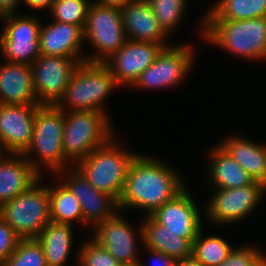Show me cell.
Segmentation results:
<instances>
[{
	"instance_id": "obj_36",
	"label": "cell",
	"mask_w": 266,
	"mask_h": 266,
	"mask_svg": "<svg viewBox=\"0 0 266 266\" xmlns=\"http://www.w3.org/2000/svg\"><path fill=\"white\" fill-rule=\"evenodd\" d=\"M151 252H153L154 256H156V259L158 258V260H160L162 263V265L160 266H174L175 265V260L171 257L168 256L165 253L162 252H158V251H154V250H150Z\"/></svg>"
},
{
	"instance_id": "obj_17",
	"label": "cell",
	"mask_w": 266,
	"mask_h": 266,
	"mask_svg": "<svg viewBox=\"0 0 266 266\" xmlns=\"http://www.w3.org/2000/svg\"><path fill=\"white\" fill-rule=\"evenodd\" d=\"M95 241L104 247L121 264L140 263L135 255L134 234L129 225L114 215L97 226Z\"/></svg>"
},
{
	"instance_id": "obj_33",
	"label": "cell",
	"mask_w": 266,
	"mask_h": 266,
	"mask_svg": "<svg viewBox=\"0 0 266 266\" xmlns=\"http://www.w3.org/2000/svg\"><path fill=\"white\" fill-rule=\"evenodd\" d=\"M265 256L252 248H240L231 250L228 257L219 266H264Z\"/></svg>"
},
{
	"instance_id": "obj_39",
	"label": "cell",
	"mask_w": 266,
	"mask_h": 266,
	"mask_svg": "<svg viewBox=\"0 0 266 266\" xmlns=\"http://www.w3.org/2000/svg\"><path fill=\"white\" fill-rule=\"evenodd\" d=\"M129 0H100L96 4L121 8Z\"/></svg>"
},
{
	"instance_id": "obj_31",
	"label": "cell",
	"mask_w": 266,
	"mask_h": 266,
	"mask_svg": "<svg viewBox=\"0 0 266 266\" xmlns=\"http://www.w3.org/2000/svg\"><path fill=\"white\" fill-rule=\"evenodd\" d=\"M160 27L168 35L182 17L186 0H146ZM185 2V3H184Z\"/></svg>"
},
{
	"instance_id": "obj_38",
	"label": "cell",
	"mask_w": 266,
	"mask_h": 266,
	"mask_svg": "<svg viewBox=\"0 0 266 266\" xmlns=\"http://www.w3.org/2000/svg\"><path fill=\"white\" fill-rule=\"evenodd\" d=\"M174 266H203L198 260H196L193 256L176 260Z\"/></svg>"
},
{
	"instance_id": "obj_9",
	"label": "cell",
	"mask_w": 266,
	"mask_h": 266,
	"mask_svg": "<svg viewBox=\"0 0 266 266\" xmlns=\"http://www.w3.org/2000/svg\"><path fill=\"white\" fill-rule=\"evenodd\" d=\"M80 59L77 57L47 56L41 54L30 65L33 87L40 104L55 105L59 101L64 95L75 69L80 63L85 62L84 58Z\"/></svg>"
},
{
	"instance_id": "obj_35",
	"label": "cell",
	"mask_w": 266,
	"mask_h": 266,
	"mask_svg": "<svg viewBox=\"0 0 266 266\" xmlns=\"http://www.w3.org/2000/svg\"><path fill=\"white\" fill-rule=\"evenodd\" d=\"M20 1V0H19ZM18 0H0V16L13 15L14 8L19 2Z\"/></svg>"
},
{
	"instance_id": "obj_1",
	"label": "cell",
	"mask_w": 266,
	"mask_h": 266,
	"mask_svg": "<svg viewBox=\"0 0 266 266\" xmlns=\"http://www.w3.org/2000/svg\"><path fill=\"white\" fill-rule=\"evenodd\" d=\"M136 155L132 160L118 207H142L151 215L185 188L179 176L163 163Z\"/></svg>"
},
{
	"instance_id": "obj_4",
	"label": "cell",
	"mask_w": 266,
	"mask_h": 266,
	"mask_svg": "<svg viewBox=\"0 0 266 266\" xmlns=\"http://www.w3.org/2000/svg\"><path fill=\"white\" fill-rule=\"evenodd\" d=\"M0 217L21 239L37 238L50 220L48 187L35 183L0 206Z\"/></svg>"
},
{
	"instance_id": "obj_3",
	"label": "cell",
	"mask_w": 266,
	"mask_h": 266,
	"mask_svg": "<svg viewBox=\"0 0 266 266\" xmlns=\"http://www.w3.org/2000/svg\"><path fill=\"white\" fill-rule=\"evenodd\" d=\"M206 39L249 58L266 57V17L245 20H205Z\"/></svg>"
},
{
	"instance_id": "obj_6",
	"label": "cell",
	"mask_w": 266,
	"mask_h": 266,
	"mask_svg": "<svg viewBox=\"0 0 266 266\" xmlns=\"http://www.w3.org/2000/svg\"><path fill=\"white\" fill-rule=\"evenodd\" d=\"M117 82L105 63L82 62L75 69L64 95L74 110L104 112L99 103L109 94Z\"/></svg>"
},
{
	"instance_id": "obj_11",
	"label": "cell",
	"mask_w": 266,
	"mask_h": 266,
	"mask_svg": "<svg viewBox=\"0 0 266 266\" xmlns=\"http://www.w3.org/2000/svg\"><path fill=\"white\" fill-rule=\"evenodd\" d=\"M41 104H0V141L5 150L23 156L30 146L37 108Z\"/></svg>"
},
{
	"instance_id": "obj_25",
	"label": "cell",
	"mask_w": 266,
	"mask_h": 266,
	"mask_svg": "<svg viewBox=\"0 0 266 266\" xmlns=\"http://www.w3.org/2000/svg\"><path fill=\"white\" fill-rule=\"evenodd\" d=\"M211 174L217 189H231L248 186L253 182L247 171L221 146L213 153Z\"/></svg>"
},
{
	"instance_id": "obj_13",
	"label": "cell",
	"mask_w": 266,
	"mask_h": 266,
	"mask_svg": "<svg viewBox=\"0 0 266 266\" xmlns=\"http://www.w3.org/2000/svg\"><path fill=\"white\" fill-rule=\"evenodd\" d=\"M193 51L189 47H164L156 60L147 67L133 85L163 87L178 84L190 69Z\"/></svg>"
},
{
	"instance_id": "obj_22",
	"label": "cell",
	"mask_w": 266,
	"mask_h": 266,
	"mask_svg": "<svg viewBox=\"0 0 266 266\" xmlns=\"http://www.w3.org/2000/svg\"><path fill=\"white\" fill-rule=\"evenodd\" d=\"M141 235L149 250L165 253L175 261L192 256V244L159 224L151 215H148L146 223H143Z\"/></svg>"
},
{
	"instance_id": "obj_32",
	"label": "cell",
	"mask_w": 266,
	"mask_h": 266,
	"mask_svg": "<svg viewBox=\"0 0 266 266\" xmlns=\"http://www.w3.org/2000/svg\"><path fill=\"white\" fill-rule=\"evenodd\" d=\"M80 266H120L117 261L104 247L97 241H90L83 245L79 253Z\"/></svg>"
},
{
	"instance_id": "obj_5",
	"label": "cell",
	"mask_w": 266,
	"mask_h": 266,
	"mask_svg": "<svg viewBox=\"0 0 266 266\" xmlns=\"http://www.w3.org/2000/svg\"><path fill=\"white\" fill-rule=\"evenodd\" d=\"M71 113L65 117L64 112L62 146L65 158L78 162L106 144L113 135L103 112L74 110Z\"/></svg>"
},
{
	"instance_id": "obj_26",
	"label": "cell",
	"mask_w": 266,
	"mask_h": 266,
	"mask_svg": "<svg viewBox=\"0 0 266 266\" xmlns=\"http://www.w3.org/2000/svg\"><path fill=\"white\" fill-rule=\"evenodd\" d=\"M210 12L206 20H245L266 17V0H221Z\"/></svg>"
},
{
	"instance_id": "obj_7",
	"label": "cell",
	"mask_w": 266,
	"mask_h": 266,
	"mask_svg": "<svg viewBox=\"0 0 266 266\" xmlns=\"http://www.w3.org/2000/svg\"><path fill=\"white\" fill-rule=\"evenodd\" d=\"M62 105L66 104H41L37 108L32 141L23 153L25 155L35 149L40 161L43 160L41 162L49 165L55 172L61 171L63 162L67 160L62 146L65 111Z\"/></svg>"
},
{
	"instance_id": "obj_27",
	"label": "cell",
	"mask_w": 266,
	"mask_h": 266,
	"mask_svg": "<svg viewBox=\"0 0 266 266\" xmlns=\"http://www.w3.org/2000/svg\"><path fill=\"white\" fill-rule=\"evenodd\" d=\"M48 193L51 222L71 224L75 219L83 221L81 205L65 185L56 189L48 188Z\"/></svg>"
},
{
	"instance_id": "obj_29",
	"label": "cell",
	"mask_w": 266,
	"mask_h": 266,
	"mask_svg": "<svg viewBox=\"0 0 266 266\" xmlns=\"http://www.w3.org/2000/svg\"><path fill=\"white\" fill-rule=\"evenodd\" d=\"M0 266H47L36 238L20 239L15 251Z\"/></svg>"
},
{
	"instance_id": "obj_20",
	"label": "cell",
	"mask_w": 266,
	"mask_h": 266,
	"mask_svg": "<svg viewBox=\"0 0 266 266\" xmlns=\"http://www.w3.org/2000/svg\"><path fill=\"white\" fill-rule=\"evenodd\" d=\"M23 160V161H22ZM22 159H0V206L37 183L41 176L37 162Z\"/></svg>"
},
{
	"instance_id": "obj_28",
	"label": "cell",
	"mask_w": 266,
	"mask_h": 266,
	"mask_svg": "<svg viewBox=\"0 0 266 266\" xmlns=\"http://www.w3.org/2000/svg\"><path fill=\"white\" fill-rule=\"evenodd\" d=\"M201 230L192 243V256L203 266H219L226 260L232 248L220 237L202 239Z\"/></svg>"
},
{
	"instance_id": "obj_37",
	"label": "cell",
	"mask_w": 266,
	"mask_h": 266,
	"mask_svg": "<svg viewBox=\"0 0 266 266\" xmlns=\"http://www.w3.org/2000/svg\"><path fill=\"white\" fill-rule=\"evenodd\" d=\"M25 3L27 5H29L30 7H34V8H44L47 6H52V3L54 2V0H24Z\"/></svg>"
},
{
	"instance_id": "obj_10",
	"label": "cell",
	"mask_w": 266,
	"mask_h": 266,
	"mask_svg": "<svg viewBox=\"0 0 266 266\" xmlns=\"http://www.w3.org/2000/svg\"><path fill=\"white\" fill-rule=\"evenodd\" d=\"M1 18L6 20V23L9 22L0 37V46L4 55L11 63L31 65L41 55L39 49L40 23L32 17H14L13 19L12 14Z\"/></svg>"
},
{
	"instance_id": "obj_19",
	"label": "cell",
	"mask_w": 266,
	"mask_h": 266,
	"mask_svg": "<svg viewBox=\"0 0 266 266\" xmlns=\"http://www.w3.org/2000/svg\"><path fill=\"white\" fill-rule=\"evenodd\" d=\"M120 10L125 33L133 36V39L128 40L164 44L163 38L167 34L160 27L146 0H129Z\"/></svg>"
},
{
	"instance_id": "obj_21",
	"label": "cell",
	"mask_w": 266,
	"mask_h": 266,
	"mask_svg": "<svg viewBox=\"0 0 266 266\" xmlns=\"http://www.w3.org/2000/svg\"><path fill=\"white\" fill-rule=\"evenodd\" d=\"M83 39L84 29L81 26L55 21L40 29V54L75 58Z\"/></svg>"
},
{
	"instance_id": "obj_24",
	"label": "cell",
	"mask_w": 266,
	"mask_h": 266,
	"mask_svg": "<svg viewBox=\"0 0 266 266\" xmlns=\"http://www.w3.org/2000/svg\"><path fill=\"white\" fill-rule=\"evenodd\" d=\"M71 231L70 224L50 221L36 238L43 249L47 266H63L72 244Z\"/></svg>"
},
{
	"instance_id": "obj_12",
	"label": "cell",
	"mask_w": 266,
	"mask_h": 266,
	"mask_svg": "<svg viewBox=\"0 0 266 266\" xmlns=\"http://www.w3.org/2000/svg\"><path fill=\"white\" fill-rule=\"evenodd\" d=\"M164 47H166L164 44L154 42L127 40L110 57L114 62L107 59L109 62L104 63L114 76L117 84L133 85L139 75L156 60Z\"/></svg>"
},
{
	"instance_id": "obj_40",
	"label": "cell",
	"mask_w": 266,
	"mask_h": 266,
	"mask_svg": "<svg viewBox=\"0 0 266 266\" xmlns=\"http://www.w3.org/2000/svg\"><path fill=\"white\" fill-rule=\"evenodd\" d=\"M120 266H143L141 263H134V264H121Z\"/></svg>"
},
{
	"instance_id": "obj_30",
	"label": "cell",
	"mask_w": 266,
	"mask_h": 266,
	"mask_svg": "<svg viewBox=\"0 0 266 266\" xmlns=\"http://www.w3.org/2000/svg\"><path fill=\"white\" fill-rule=\"evenodd\" d=\"M89 6L86 0H54L50 8L56 21L84 29Z\"/></svg>"
},
{
	"instance_id": "obj_14",
	"label": "cell",
	"mask_w": 266,
	"mask_h": 266,
	"mask_svg": "<svg viewBox=\"0 0 266 266\" xmlns=\"http://www.w3.org/2000/svg\"><path fill=\"white\" fill-rule=\"evenodd\" d=\"M264 190V184L257 181L244 187L218 189L208 207L209 215L215 221L226 224L240 220L252 211Z\"/></svg>"
},
{
	"instance_id": "obj_8",
	"label": "cell",
	"mask_w": 266,
	"mask_h": 266,
	"mask_svg": "<svg viewBox=\"0 0 266 266\" xmlns=\"http://www.w3.org/2000/svg\"><path fill=\"white\" fill-rule=\"evenodd\" d=\"M127 36L129 35L125 33L120 8L91 4L87 12L84 38L90 39L101 54L85 59V62H106L107 57L110 59L126 43L129 38Z\"/></svg>"
},
{
	"instance_id": "obj_18",
	"label": "cell",
	"mask_w": 266,
	"mask_h": 266,
	"mask_svg": "<svg viewBox=\"0 0 266 266\" xmlns=\"http://www.w3.org/2000/svg\"><path fill=\"white\" fill-rule=\"evenodd\" d=\"M0 104H40L30 65L8 62L0 67Z\"/></svg>"
},
{
	"instance_id": "obj_34",
	"label": "cell",
	"mask_w": 266,
	"mask_h": 266,
	"mask_svg": "<svg viewBox=\"0 0 266 266\" xmlns=\"http://www.w3.org/2000/svg\"><path fill=\"white\" fill-rule=\"evenodd\" d=\"M21 238L0 217V265L15 251Z\"/></svg>"
},
{
	"instance_id": "obj_15",
	"label": "cell",
	"mask_w": 266,
	"mask_h": 266,
	"mask_svg": "<svg viewBox=\"0 0 266 266\" xmlns=\"http://www.w3.org/2000/svg\"><path fill=\"white\" fill-rule=\"evenodd\" d=\"M185 190L156 209L151 216L176 236L187 239L192 244L201 230V220L199 210Z\"/></svg>"
},
{
	"instance_id": "obj_2",
	"label": "cell",
	"mask_w": 266,
	"mask_h": 266,
	"mask_svg": "<svg viewBox=\"0 0 266 266\" xmlns=\"http://www.w3.org/2000/svg\"><path fill=\"white\" fill-rule=\"evenodd\" d=\"M112 140L79 160L76 168L95 189L119 202L129 166L136 154L119 150L111 143Z\"/></svg>"
},
{
	"instance_id": "obj_16",
	"label": "cell",
	"mask_w": 266,
	"mask_h": 266,
	"mask_svg": "<svg viewBox=\"0 0 266 266\" xmlns=\"http://www.w3.org/2000/svg\"><path fill=\"white\" fill-rule=\"evenodd\" d=\"M64 184L77 198L81 205L83 221L95 222L98 225L106 219L113 217V208L118 209V202L106 193L95 189L90 182L78 171Z\"/></svg>"
},
{
	"instance_id": "obj_23",
	"label": "cell",
	"mask_w": 266,
	"mask_h": 266,
	"mask_svg": "<svg viewBox=\"0 0 266 266\" xmlns=\"http://www.w3.org/2000/svg\"><path fill=\"white\" fill-rule=\"evenodd\" d=\"M220 146L247 171L253 181H266V147L244 139L232 138Z\"/></svg>"
}]
</instances>
